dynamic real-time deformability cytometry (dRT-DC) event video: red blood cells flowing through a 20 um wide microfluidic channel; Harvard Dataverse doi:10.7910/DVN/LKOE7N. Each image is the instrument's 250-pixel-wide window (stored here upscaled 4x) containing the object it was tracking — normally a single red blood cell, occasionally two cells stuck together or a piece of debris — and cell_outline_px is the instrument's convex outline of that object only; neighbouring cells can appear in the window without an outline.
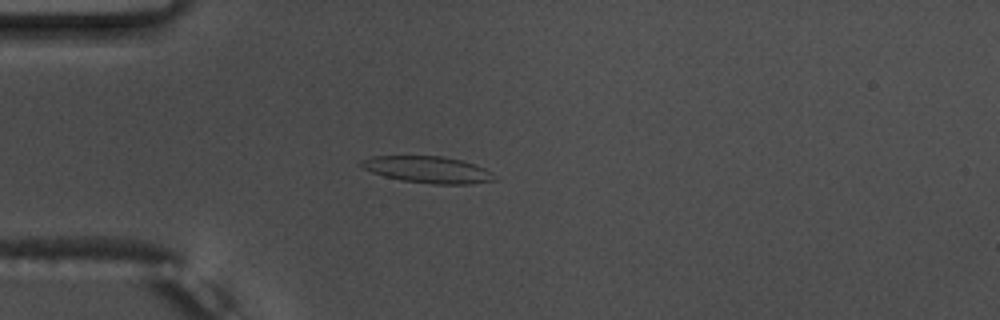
{"species": "common noctule bat (a hibernating species)", "species_latin": "Nyctalus noctula", "temperature_condition": "warm", "stored_images_in_passage": 56, "camera_frame_rate_fps": 3000, "um_per_image_px": 0.085, "animal": {"sex": "male", "body_mass_g": 17.5, "forearm_length_mm": 52.3}, "frame": {"image": 1, "passage_image": 16, "time_ms": 5.0, "image_size_px": [1000, 320], "cell_outline_px": [[496, 180], [472, 184], [432, 184], [400, 180], [384, 176], [372, 172], [356, 164], [360, 160], [372, 156], [444, 156], [460, 160], [484, 168]], "centroid_in_image_um": [36.28, 14.41], "position_along_channel_um": 48.7, "area_um2": 20.58}}
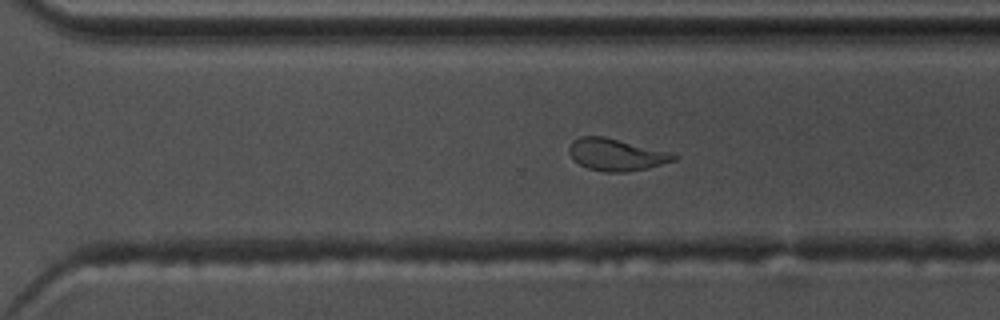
{"frame": {"image": 2, "passage_image": 39, "time_ms": 12.667, "image_size_px": [1000, 320], "cell_outline_px": [[680, 156], [676, 160], [648, 168], [628, 172], [604, 172], [588, 168], [572, 160], [568, 152], [568, 148], [572, 140], [580, 136], [604, 136], [672, 152]], "centroid_in_image_um": [52.38, 13.14], "position_along_channel_um": 318.2, "area_um2": 19.88}}
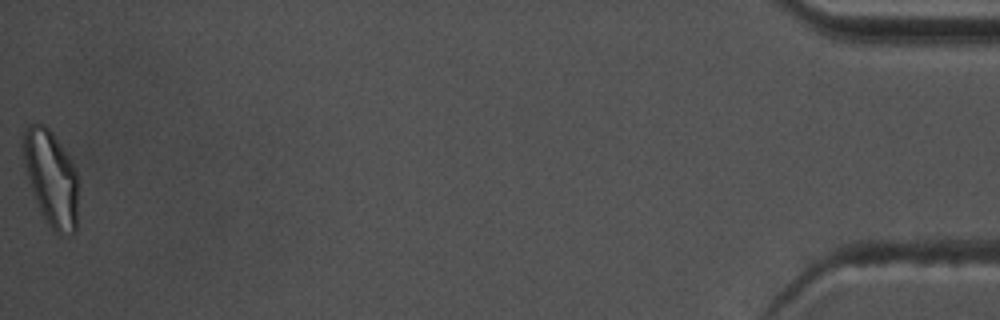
{"frame": {"image": 3, "passage_image": 56, "time_ms": 18.333, "image_size_px": [1000, 320], "cell_outline_px": [[76, 232], [72, 236], [60, 236], [48, 224], [40, 212], [24, 164], [24, 132], [28, 124], [44, 124], [52, 132], [72, 160], [76, 172]], "centroid_in_image_um": [4.36, 15.17], "position_along_channel_um": 430.8, "area_um2": 30.17}, "authors_computed_cell_mechanics": {"area_um2": 20.5768, "velocity_mm_per_s": 3.7162, "shape_relaxation_time_tau1_ms": 6.7051, "shape_relaxation_time_tau2_ms": 1.6536, "deformation_change_tau1": 0.2053, "deformation_change_tau2": 0.0852}}